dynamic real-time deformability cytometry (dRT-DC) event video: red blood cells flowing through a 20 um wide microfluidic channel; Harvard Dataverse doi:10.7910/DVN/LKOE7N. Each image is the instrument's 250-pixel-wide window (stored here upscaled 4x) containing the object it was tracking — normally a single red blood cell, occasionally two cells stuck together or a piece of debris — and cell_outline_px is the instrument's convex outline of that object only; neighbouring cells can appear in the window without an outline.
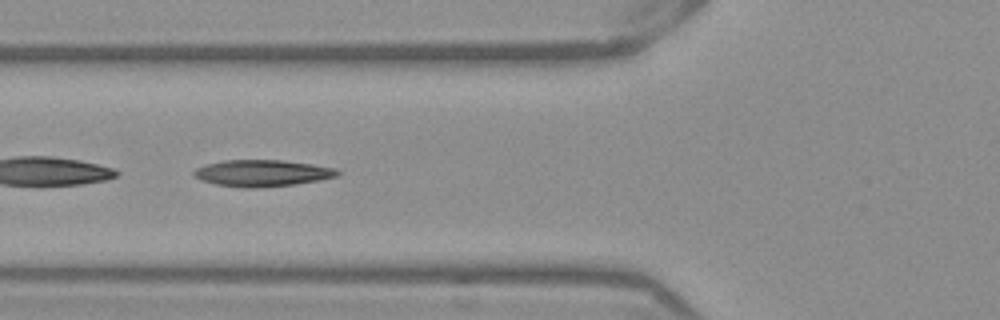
{"species": "Egyptian fruit bat (a non-hibernating species)", "species_latin": "Rousettus aegyptiacus", "temperature_condition": "warm", "stored_images_in_passage": 41, "camera_frame_rate_fps": 3000, "um_per_image_px": 0.085, "frame": {"image": 1, "passage_image": 9, "time_ms": 2.667, "image_size_px": [1000, 320], "cell_outline_px": [[340, 172], [336, 176], [320, 180], [296, 184], [256, 188], [244, 188], [216, 184], [200, 180], [192, 172], [196, 168], [204, 164], [224, 160], [284, 160], [312, 164], [336, 168]], "centroid_in_image_um": [22.28, 14.71], "position_along_channel_um": 103.5, "area_um2": 22.31}}
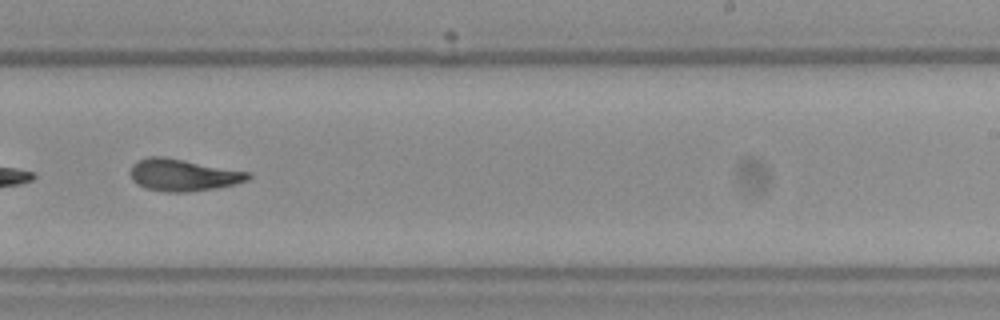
{"frame": {"image": 2, "passage_image": 22, "time_ms": 7.0, "image_size_px": [1000, 320], "cell_outline_px": [[252, 176], [248, 180], [216, 188], [188, 192], [164, 192], [144, 188], [136, 184], [132, 180], [128, 172], [132, 164], [136, 160], [148, 156], [164, 156], [248, 172]], "centroid_in_image_um": [15.47, 14.87], "position_along_channel_um": 273.5, "area_um2": 22.14}}
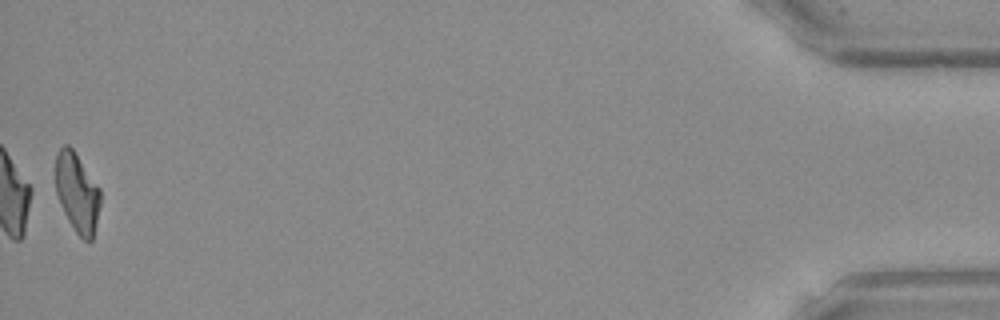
{"frame": {"image": 3, "passage_image": 41, "time_ms": 13.333, "image_size_px": [1000, 320], "cell_outline_px": [[100, 204], [92, 240], [84, 240], [76, 232], [68, 220], [60, 204], [56, 192], [56, 152], [64, 144], [68, 144], [72, 148], [100, 188]], "centroid_in_image_um": [6.55, 16.35], "position_along_channel_um": 428.7, "area_um2": 20.46}, "authors_computed_cell_mechanics": {"area_um2": 21.7328, "velocity_mm_per_s": 3.9176, "shape_relaxation_time_tau1_ms": 8.4408, "shape_relaxation_time_tau2_ms": 1.8118, "deformation_change_tau1": 0.2785, "deformation_change_tau2": 0.1044}}